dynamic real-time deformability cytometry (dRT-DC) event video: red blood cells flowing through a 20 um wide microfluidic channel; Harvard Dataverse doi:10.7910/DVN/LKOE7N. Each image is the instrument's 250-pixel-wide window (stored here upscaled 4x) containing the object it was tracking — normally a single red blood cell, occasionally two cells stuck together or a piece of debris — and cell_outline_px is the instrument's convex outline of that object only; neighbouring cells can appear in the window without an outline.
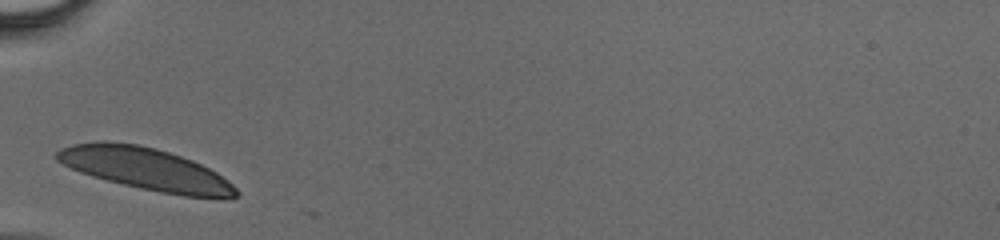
{"species": "human", "species_latin": "Homo sapiens", "temperature_condition": "cold", "stored_images_in_passage": 30, "camera_frame_rate_fps": 3000, "um_per_image_px": 0.085, "donor": {"sex": "male"}, "frame": {"image": 1, "passage_image": 1, "time_ms": 0.0, "image_size_px": [1000, 240], "cell_outline_px": [[240, 192], [236, 196], [184, 196], [160, 192], [140, 188], [108, 180], [80, 172], [56, 160], [52, 156], [60, 148], [72, 144], [100, 140], [104, 140], [136, 144], [156, 148], [192, 160], [216, 172], [228, 180]], "centroid_in_image_um": [12.31, 14.33], "position_along_channel_um": 72.7, "area_um2": 43.47}}
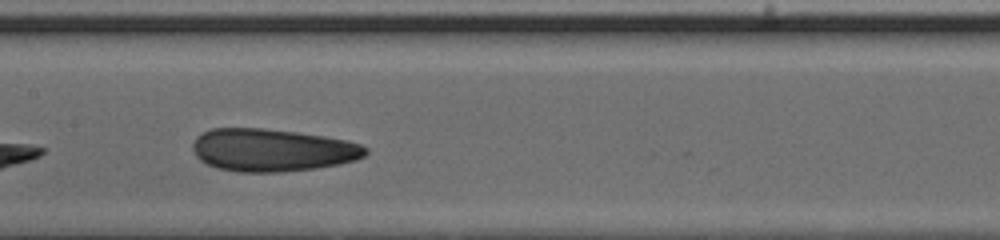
{"frame": {"image": 2, "passage_image": 9, "time_ms": 2.667, "image_size_px": [1000, 240], "cell_outline_px": [[368, 152], [364, 156], [356, 160], [340, 164], [312, 168], [280, 172], [240, 172], [220, 168], [208, 164], [200, 160], [196, 156], [192, 148], [192, 144], [196, 136], [200, 132], [212, 128], [264, 128], [296, 132], [324, 136], [348, 140], [360, 144], [368, 148]], "centroid_in_image_um": [23.13, 12.74], "position_along_channel_um": 184.3, "area_um2": 43.06}}
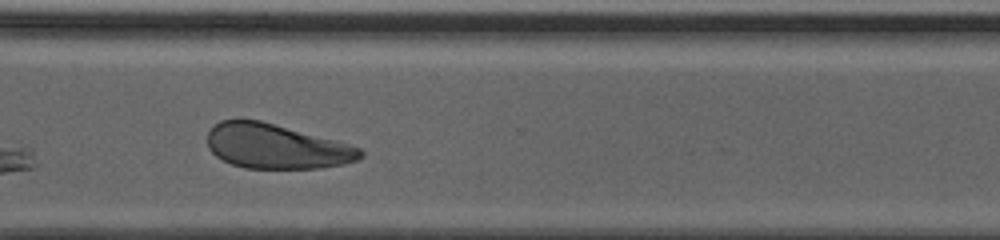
{"frame": {"image": 3, "passage_image": 20, "time_ms": 6.333, "image_size_px": [1000, 240], "cell_outline_px": [[364, 156], [356, 160], [340, 164], [316, 168], [244, 168], [232, 164], [216, 156], [208, 148], [208, 132], [220, 120], [260, 120], [336, 140], [360, 148], [364, 152]], "centroid_in_image_um": [23.47, 12.44], "position_along_channel_um": 347.1, "area_um2": 39.42}}